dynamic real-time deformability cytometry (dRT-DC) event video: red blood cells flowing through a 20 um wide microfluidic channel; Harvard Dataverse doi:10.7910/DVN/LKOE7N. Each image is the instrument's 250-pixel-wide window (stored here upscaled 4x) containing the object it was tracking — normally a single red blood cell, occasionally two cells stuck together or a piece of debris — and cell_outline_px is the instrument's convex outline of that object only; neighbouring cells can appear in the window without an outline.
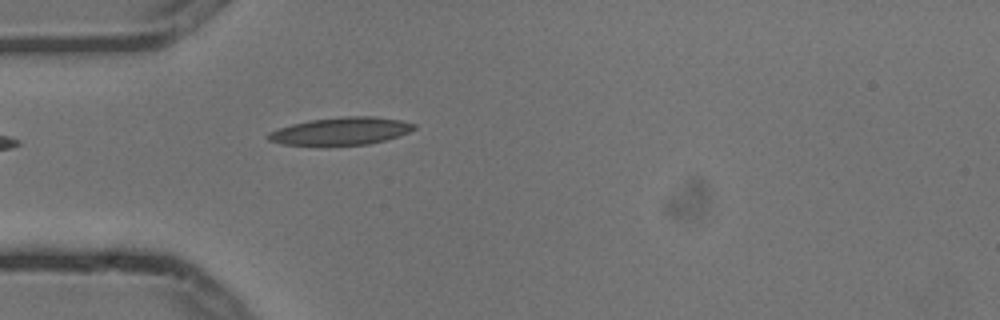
{"species": "common noctule bat (a hibernating species)", "species_latin": "Nyctalus noctula", "temperature_condition": "cold", "stored_images_in_passage": 5, "camera_frame_rate_fps": 3000, "um_per_image_px": 0.085, "animal": {"sex": "male", "body_mass_g": 13.3}, "frame": {"image": 1, "passage_image": 5, "time_ms": 1.333, "image_size_px": [1000, 320], "cell_outline_px": [[416, 128], [400, 136], [368, 144], [284, 144], [268, 140], [268, 132], [292, 124], [308, 120], [344, 116], [376, 116], [400, 120], [416, 124]], "centroid_in_image_um": [29.03, 11.12], "position_along_channel_um": 56.0, "area_um2": 23.06}}